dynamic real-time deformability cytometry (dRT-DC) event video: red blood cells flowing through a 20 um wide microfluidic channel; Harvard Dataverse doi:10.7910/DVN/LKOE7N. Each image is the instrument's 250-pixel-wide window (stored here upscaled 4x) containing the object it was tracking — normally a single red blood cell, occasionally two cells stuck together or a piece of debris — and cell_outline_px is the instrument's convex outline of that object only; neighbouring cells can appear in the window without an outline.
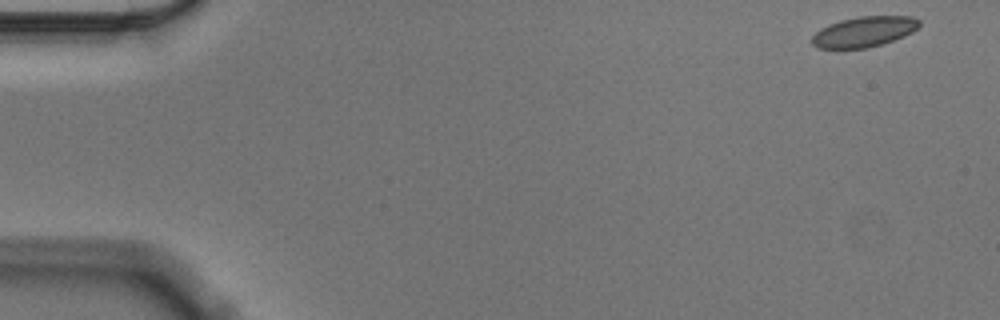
{"species": "Egyptian fruit bat (a non-hibernating species)", "species_latin": "Rousettus aegyptiacus", "temperature_condition": "cold", "stored_images_in_passage": 55, "camera_frame_rate_fps": 3000, "um_per_image_px": 0.085, "animal": {"sex": "male"}, "frame": {"image": 1, "passage_image": 1, "time_ms": 0.0, "image_size_px": [1000, 320], "cell_outline_px": [[920, 28], [904, 36], [880, 44], [864, 48], [816, 48], [812, 44], [812, 36], [820, 28], [828, 24], [840, 20], [860, 16], [912, 16], [920, 20]], "centroid_in_image_um": [73.45, 2.68], "position_along_channel_um": 11.6, "area_um2": 19.02}}
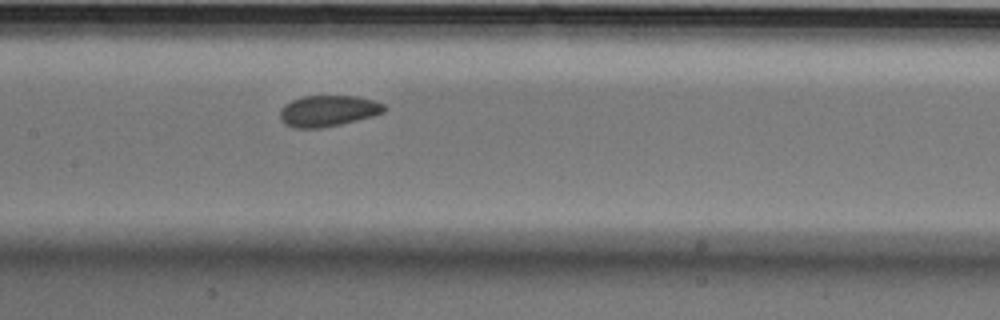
{"frame": {"image": 2, "passage_image": 26, "time_ms": 8.333, "image_size_px": [1000, 320], "cell_outline_px": [[388, 108], [384, 112], [372, 116], [340, 124], [320, 128], [296, 128], [284, 124], [280, 120], [280, 108], [284, 104], [292, 100], [304, 96], [356, 96], [372, 100], [384, 104]], "centroid_in_image_um": [27.86, 9.42], "position_along_channel_um": 179.5, "area_um2": 18.9}}
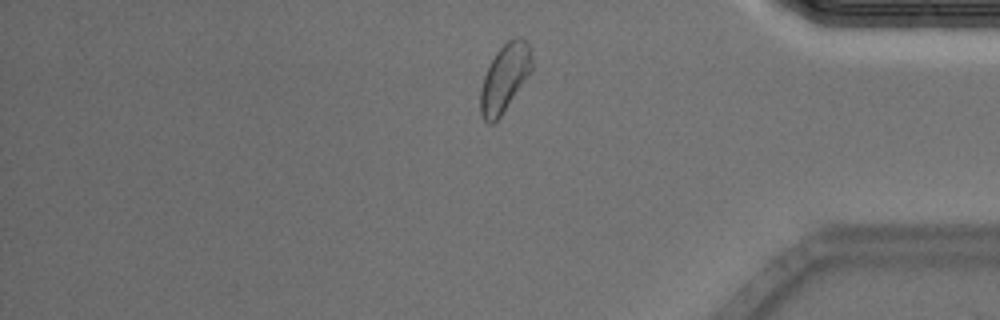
{"frame": {"image": 3, "passage_image": 46, "time_ms": 15.0, "image_size_px": [1000, 320], "cell_outline_px": [[532, 68], [500, 116], [492, 124], [488, 124], [480, 116], [480, 88], [484, 76], [496, 52], [508, 40], [516, 36], [520, 36], [532, 48]], "centroid_in_image_um": [42.88, 6.6], "position_along_channel_um": 392.3, "area_um2": 19.94}, "authors_computed_cell_mechanics": {"area_um2": 19.5364, "velocity_mm_per_s": 3.514, "shape_relaxation_time_tau1_ms": 3.5645, "shape_relaxation_time_tau2_ms": 1.673, "deformation_change_tau1": 0.0599, "deformation_change_tau2": 0.0655}}